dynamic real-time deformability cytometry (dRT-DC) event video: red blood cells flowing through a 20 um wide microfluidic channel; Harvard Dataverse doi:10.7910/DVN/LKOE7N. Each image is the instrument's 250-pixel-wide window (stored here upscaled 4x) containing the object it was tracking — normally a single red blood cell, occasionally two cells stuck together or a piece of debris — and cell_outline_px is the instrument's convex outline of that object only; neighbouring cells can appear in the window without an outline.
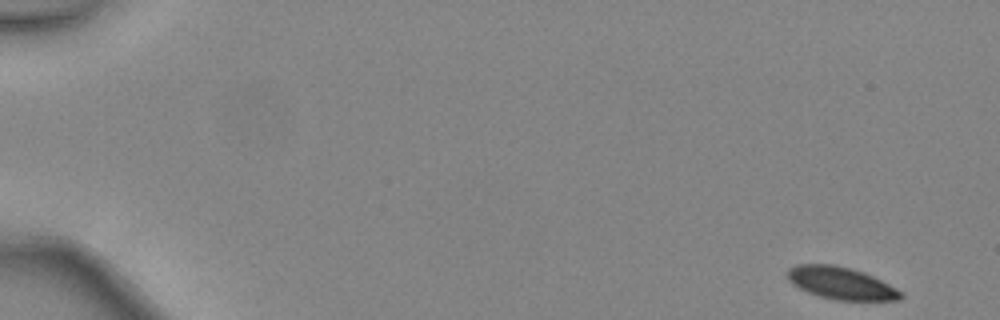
{"species": "common noctule bat (a hibernating species)", "species_latin": "Nyctalus noctula", "temperature_condition": "warm", "stored_images_in_passage": 46, "camera_frame_rate_fps": 3000, "um_per_image_px": 0.085, "animal": {"sex": "female", "body_mass_g": 24.6, "forearm_length_mm": 56.2}, "frame": {"image": 1, "passage_image": 1, "time_ms": 0.0, "image_size_px": [1000, 320], "cell_outline_px": [[904, 296], [900, 300], [836, 300], [820, 296], [808, 292], [792, 284], [788, 280], [784, 272], [788, 268], [796, 264], [836, 264], [852, 268], [864, 272], [904, 292]], "centroid_in_image_um": [71.46, 24.05], "position_along_channel_um": 13.5, "area_um2": 21.56}}
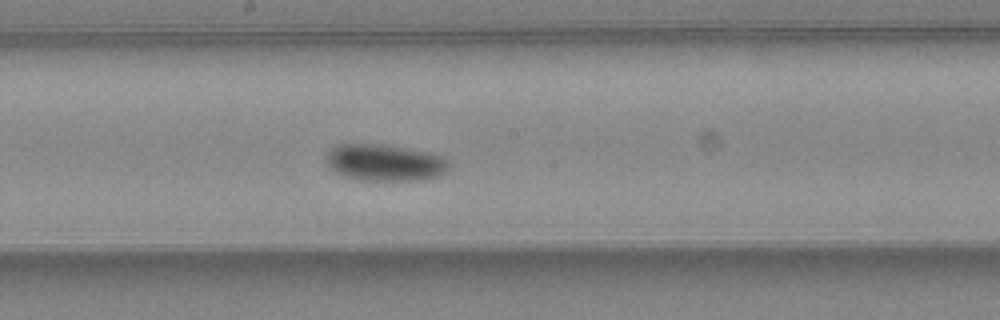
{"frame": {"image": 2, "passage_image": 26, "time_ms": 8.333, "image_size_px": [1000, 320], "cell_outline_px": [[452, 168], [440, 176], [424, 180], [360, 180], [344, 176], [332, 172], [328, 168], [324, 160], [328, 152], [336, 144], [388, 144], [432, 152], [448, 160], [452, 164]], "centroid_in_image_um": [32.73, 13.82], "position_along_channel_um": 215.5, "area_um2": 27.11}}
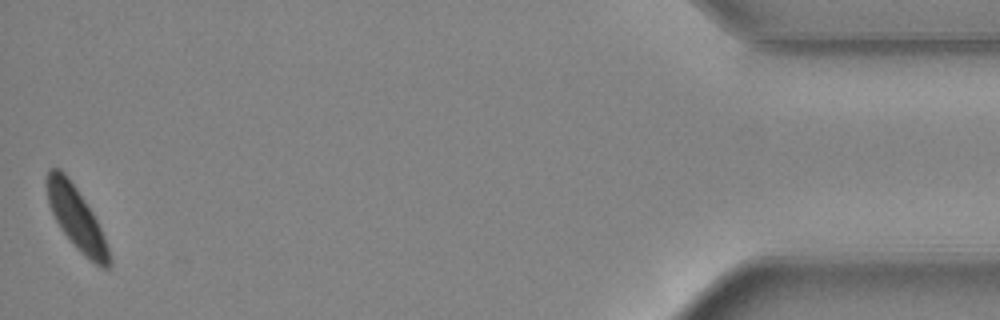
{"frame": {"image": 3, "passage_image": 46, "time_ms": 15.0, "image_size_px": [1000, 320], "cell_outline_px": [[112, 264], [108, 268], [104, 268], [96, 264], [84, 256], [76, 248], [60, 228], [48, 204], [44, 180], [48, 168], [60, 168], [64, 172], [76, 188], [92, 212], [104, 236], [112, 260]], "centroid_in_image_um": [6.46, 18.52], "position_along_channel_um": 428.7, "area_um2": 22.72}, "authors_computed_cell_mechanics": {"area_um2": 24.4205, "velocity_mm_per_s": 4.4232, "shape_relaxation_time_tau1_ms": 6.0718, "shape_relaxation_time_tau2_ms": null, "deformation_change_tau1": 0.1433, "deformation_change_tau2": null}}